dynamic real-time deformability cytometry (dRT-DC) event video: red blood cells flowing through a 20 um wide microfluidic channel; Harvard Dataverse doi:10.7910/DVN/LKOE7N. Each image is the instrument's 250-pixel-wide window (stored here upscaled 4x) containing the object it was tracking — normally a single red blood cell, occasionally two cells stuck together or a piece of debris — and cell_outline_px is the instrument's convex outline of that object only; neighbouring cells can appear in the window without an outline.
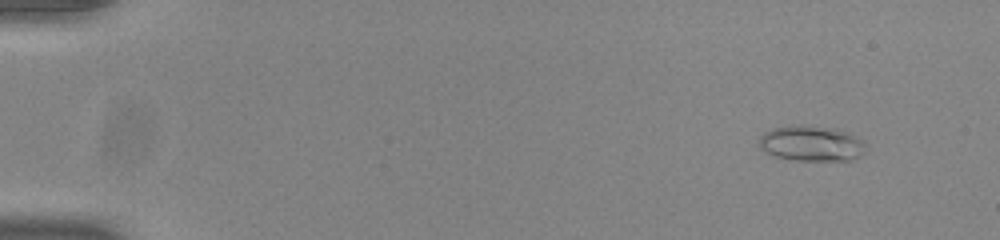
{"species": "common noctule bat (a hibernating species)", "species_latin": "Nyctalus noctula", "temperature_condition": "room temperature", "stored_images_in_passage": 54, "camera_frame_rate_fps": 3000, "um_per_image_px": 0.085, "animal": {"sex": "male", "body_mass_g": 20.0, "forearm_length_mm": 53.3}, "frame": {"image": 1, "passage_image": 5, "time_ms": 1.333, "image_size_px": [1000, 240], "cell_outline_px": [[864, 152], [860, 156], [852, 160], [796, 160], [772, 156], [760, 148], [756, 144], [760, 136], [764, 132], [772, 128], [800, 124], [804, 124], [836, 128], [848, 132], [864, 140]], "centroid_in_image_um": [68.94, 12.18], "position_along_channel_um": 16.1, "area_um2": 22.48}}
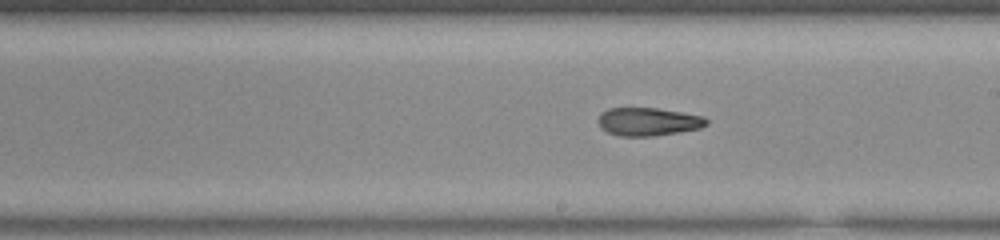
{"frame": {"image": 2, "passage_image": 32, "time_ms": 10.333, "image_size_px": [1000, 240], "cell_outline_px": [[708, 124], [700, 128], [652, 136], [620, 136], [608, 132], [600, 128], [596, 120], [600, 112], [608, 108], [656, 108], [704, 116], [708, 120]], "centroid_in_image_um": [55.04, 10.33], "position_along_channel_um": 234.0, "area_um2": 17.8}}
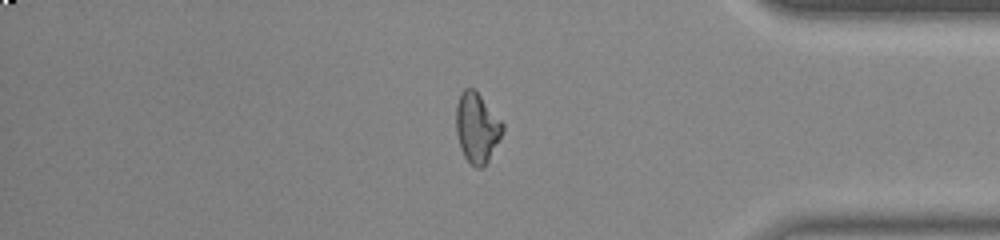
{"frame": {"image": 3, "passage_image": 46, "time_ms": 15.0, "image_size_px": [1000, 240], "cell_outline_px": [[504, 132], [484, 168], [476, 168], [464, 156], [460, 148], [456, 132], [456, 104], [460, 92], [464, 88], [472, 88], [480, 96], [504, 124]], "centroid_in_image_um": [40.53, 10.87], "position_along_channel_um": 394.7, "area_um2": 18.96}, "authors_computed_cell_mechanics": {"area_um2": 18.8717, "velocity_mm_per_s": 3.8811, "shape_relaxation_time_tau1_ms": null, "shape_relaxation_time_tau2_ms": 3.188, "deformation_change_tau1": null, "deformation_change_tau2": 0.1139}}